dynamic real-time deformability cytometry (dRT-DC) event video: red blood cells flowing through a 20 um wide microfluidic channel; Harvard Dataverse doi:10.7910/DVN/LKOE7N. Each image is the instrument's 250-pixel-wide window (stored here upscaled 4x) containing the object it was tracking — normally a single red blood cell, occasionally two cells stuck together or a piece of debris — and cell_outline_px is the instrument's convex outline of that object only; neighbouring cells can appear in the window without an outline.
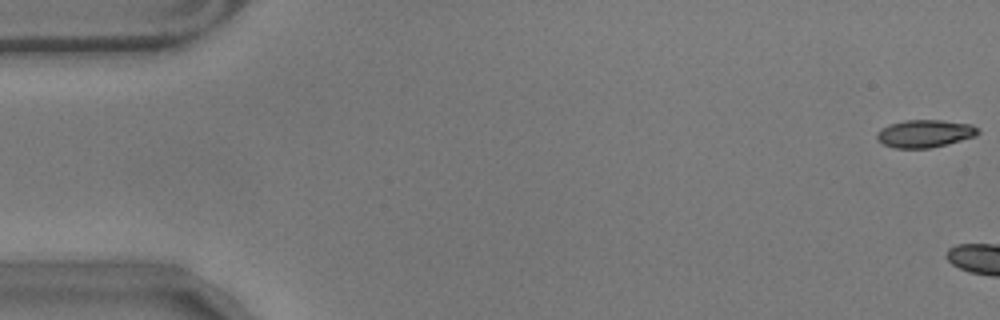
{"species": "common noctule bat (a hibernating species)", "species_latin": "Nyctalus noctula", "temperature_condition": "warm", "stored_images_in_passage": 5, "camera_frame_rate_fps": 3000, "um_per_image_px": 0.085, "animal": {"sex": "male", "body_mass_g": 17.9}, "frame": {"image": 1, "passage_image": 1, "time_ms": 0.0, "image_size_px": [1000, 320], "cell_outline_px": [[980, 132], [976, 136], [948, 144], [928, 148], [892, 148], [884, 144], [876, 136], [876, 132], [880, 128], [904, 120], [940, 120], [972, 124], [980, 128]], "centroid_in_image_um": [78.64, 11.35], "position_along_channel_um": 6.4, "area_um2": 16.36}}